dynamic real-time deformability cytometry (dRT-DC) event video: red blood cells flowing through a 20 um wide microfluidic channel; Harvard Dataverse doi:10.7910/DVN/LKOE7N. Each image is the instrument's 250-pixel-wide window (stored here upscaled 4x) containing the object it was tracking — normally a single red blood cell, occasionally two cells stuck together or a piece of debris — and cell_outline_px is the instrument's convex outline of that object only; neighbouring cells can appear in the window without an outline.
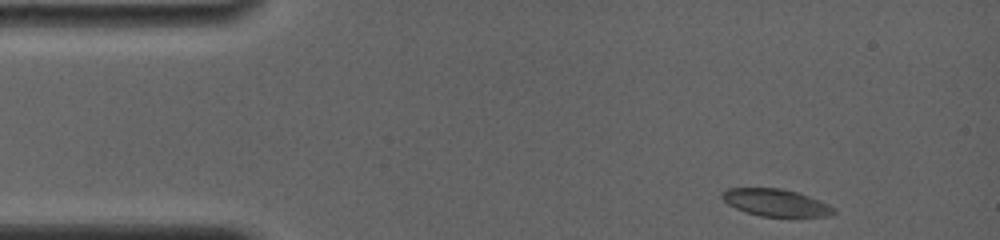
{"species": "common noctule bat (a hibernating species)", "species_latin": "Nyctalus noctula", "temperature_condition": "room temperature", "stored_images_in_passage": 10, "camera_frame_rate_fps": 4000, "um_per_image_px": 0.085, "animal": {"sex": "female", "body_mass_g": 19.0, "forearm_length_mm": 56.7}, "frame": {"image": 1, "passage_image": 1, "time_ms": 0.0, "image_size_px": [1000, 240], "cell_outline_px": [[836, 212], [832, 216], [760, 216], [736, 208], [728, 204], [720, 196], [720, 192], [728, 188], [784, 188], [820, 200], [836, 208]], "centroid_in_image_um": [65.95, 17.21], "position_along_channel_um": 19.0, "area_um2": 17.69}}
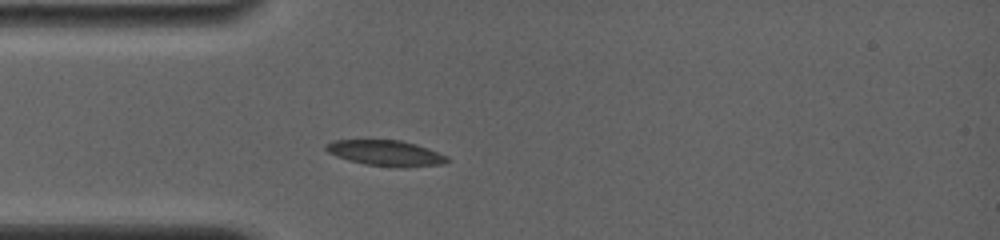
{"frame": {"image": 2, "passage_image": 6, "time_ms": 2.75, "image_size_px": [1000, 240], "cell_outline_px": [[452, 160], [444, 164], [400, 168], [364, 164], [348, 160], [336, 156], [328, 152], [324, 148], [324, 144], [332, 140], [400, 140], [416, 144], [448, 156]], "centroid_in_image_um": [32.8, 13.02], "position_along_channel_um": 52.2, "area_um2": 18.32}}
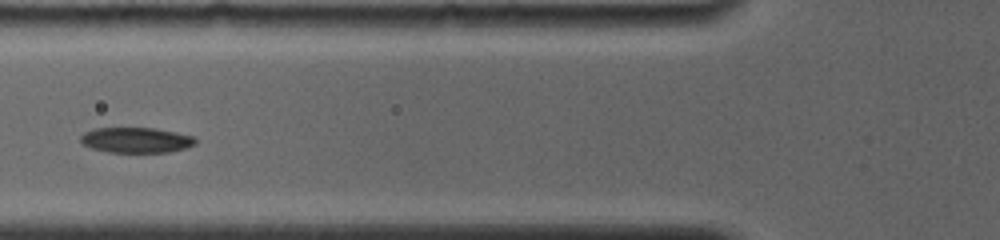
{"frame": {"image": 3, "passage_image": 9, "time_ms": 4.5, "image_size_px": [1000, 240], "cell_outline_px": [[196, 144], [184, 148], [168, 152], [108, 152], [92, 148], [84, 144], [80, 140], [80, 136], [84, 132], [96, 128], [156, 128], [176, 132], [192, 136], [196, 140]], "centroid_in_image_um": [11.56, 11.9], "position_along_channel_um": 114.2, "area_um2": 16.88}}